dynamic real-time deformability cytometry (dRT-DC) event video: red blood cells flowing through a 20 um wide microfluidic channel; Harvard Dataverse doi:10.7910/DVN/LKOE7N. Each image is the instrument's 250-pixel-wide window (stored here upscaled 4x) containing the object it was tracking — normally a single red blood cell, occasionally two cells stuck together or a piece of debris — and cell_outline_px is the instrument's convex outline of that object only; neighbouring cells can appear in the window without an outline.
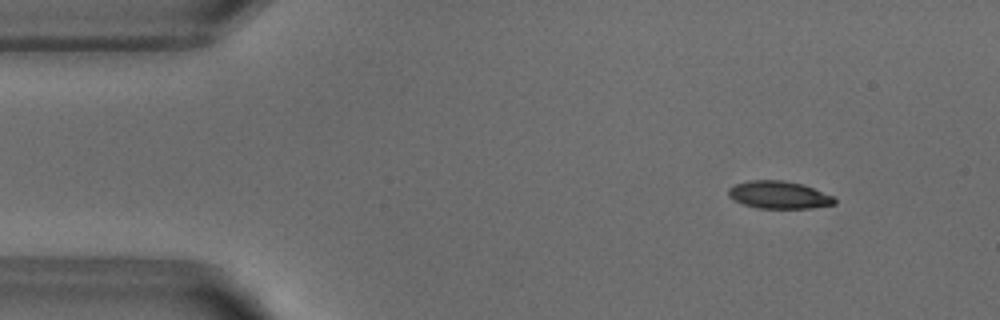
{"species": "common noctule bat (a hibernating species)", "species_latin": "Nyctalus noctula", "temperature_condition": "warm", "stored_images_in_passage": 52, "camera_frame_rate_fps": 3000, "um_per_image_px": 0.085, "animal": {"sex": "male", "body_mass_g": 18.8}, "frame": {"image": 1, "passage_image": 6, "time_ms": 1.667, "image_size_px": [1000, 320], "cell_outline_px": [[836, 204], [812, 208], [756, 208], [744, 204], [728, 196], [728, 188], [736, 184], [748, 180], [784, 180], [800, 184], [812, 188], [832, 196], [836, 200]], "centroid_in_image_um": [66.19, 16.57], "position_along_channel_um": 18.8, "area_um2": 16.88}}
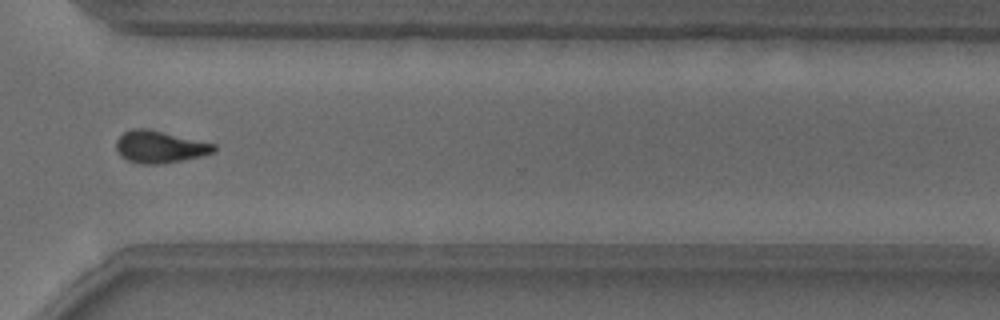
{"frame": {"image": 2, "passage_image": 38, "time_ms": 12.333, "image_size_px": [1000, 320], "cell_outline_px": [[216, 152], [200, 156], [180, 160], [156, 164], [140, 164], [128, 160], [120, 156], [116, 148], [116, 140], [124, 132], [132, 128], [148, 128], [216, 144]], "centroid_in_image_um": [13.57, 12.47], "position_along_channel_um": 357.0, "area_um2": 18.26}}
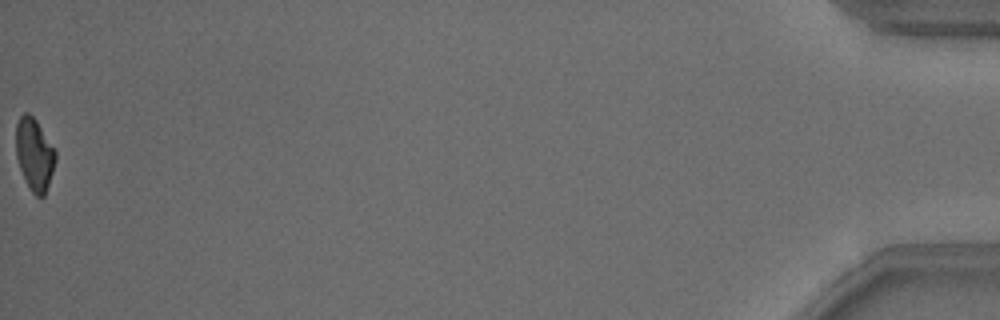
{"frame": {"image": 3, "passage_image": 52, "time_ms": 17.0, "image_size_px": [1000, 320], "cell_outline_px": [[56, 160], [44, 196], [36, 196], [32, 192], [24, 180], [16, 156], [16, 124], [20, 116], [24, 112], [28, 112], [36, 120], [56, 152]], "centroid_in_image_um": [2.91, 13.11], "position_along_channel_um": 432.3, "area_um2": 16.47}, "authors_computed_cell_mechanics": {"area_um2": 18.2648, "velocity_mm_per_s": 3.8798, "shape_relaxation_time_tau1_ms": 4.5309, "shape_relaxation_time_tau2_ms": 6.8867, "deformation_change_tau1": 0.1625, "deformation_change_tau2": 0.1104}}